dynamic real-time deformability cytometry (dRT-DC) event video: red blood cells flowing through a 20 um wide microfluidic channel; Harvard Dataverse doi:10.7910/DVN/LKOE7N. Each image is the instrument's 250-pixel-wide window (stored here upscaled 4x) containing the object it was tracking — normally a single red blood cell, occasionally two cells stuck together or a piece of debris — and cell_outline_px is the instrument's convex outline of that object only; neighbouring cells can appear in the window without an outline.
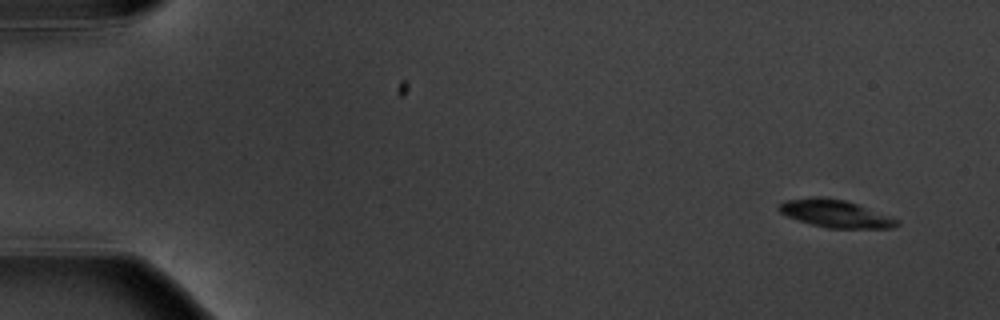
{"species": "common noctule bat (a hibernating species)", "species_latin": "Nyctalus noctula", "temperature_condition": "warm", "stored_images_in_passage": 5, "camera_frame_rate_fps": 3000, "um_per_image_px": 0.085, "animal": {"sex": "male", "body_mass_g": 20.1, "forearm_length_mm": 53.5}, "frame": {"image": 1, "passage_image": 1, "time_ms": 0.0, "image_size_px": [1000, 320], "cell_outline_px": [[900, 224], [892, 228], [828, 228], [812, 224], [788, 216], [780, 212], [776, 208], [784, 200], [812, 196], [824, 196], [844, 200], [856, 204], [900, 220]], "centroid_in_image_um": [70.98, 18.14], "position_along_channel_um": 14.0, "area_um2": 18.84}}
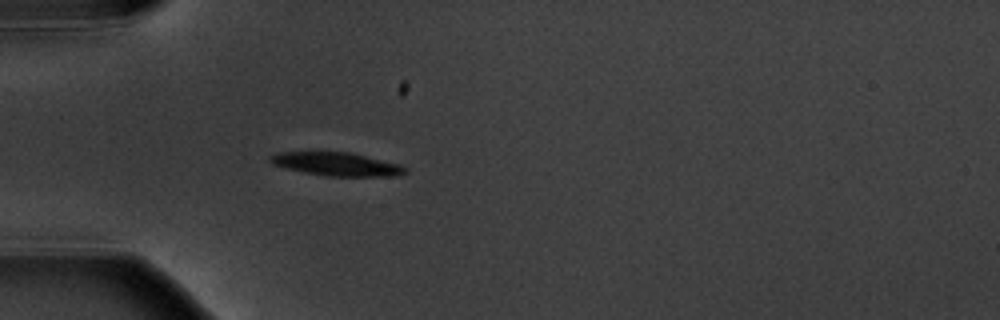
{"frame": {"image": 2, "passage_image": 5, "time_ms": 4.667, "image_size_px": [1000, 320], "cell_outline_px": [[408, 172], [400, 176], [324, 176], [284, 168], [272, 164], [268, 160], [268, 156], [280, 152], [348, 152], [400, 164]], "centroid_in_image_um": [28.58, 13.96], "position_along_channel_um": 56.4, "area_um2": 18.38}}